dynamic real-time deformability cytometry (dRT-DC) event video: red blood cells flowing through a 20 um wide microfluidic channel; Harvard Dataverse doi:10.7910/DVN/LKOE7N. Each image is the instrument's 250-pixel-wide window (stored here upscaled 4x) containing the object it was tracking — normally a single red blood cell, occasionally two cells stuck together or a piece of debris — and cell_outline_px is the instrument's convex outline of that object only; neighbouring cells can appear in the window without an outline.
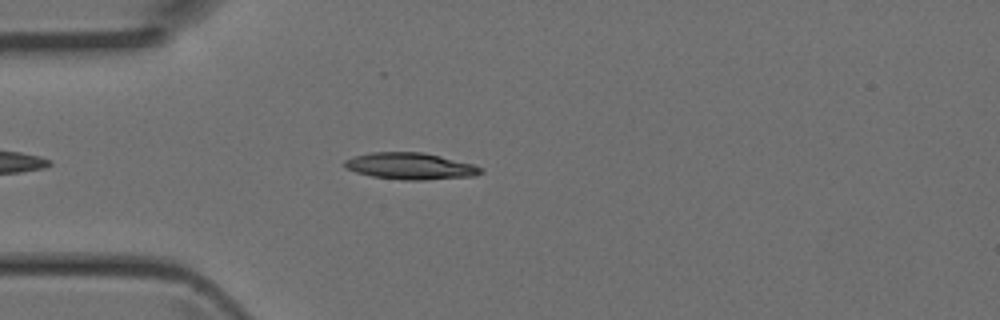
{"species": "Egyptian fruit bat (a non-hibernating species)", "species_latin": "Rousettus aegyptiacus", "temperature_condition": "room temperature", "stored_images_in_passage": 3, "camera_frame_rate_fps": 3000, "um_per_image_px": 0.085, "animal": {"sex": "female"}, "frame": {"image": 1, "passage_image": 3, "time_ms": 0.667, "image_size_px": [1000, 320], "cell_outline_px": [[484, 172], [476, 176], [424, 180], [404, 180], [372, 176], [356, 172], [348, 168], [344, 164], [344, 160], [356, 156], [372, 152], [424, 152], [472, 164], [484, 168]], "centroid_in_image_um": [34.94, 14.12], "position_along_channel_um": 50.1, "area_um2": 21.04}}